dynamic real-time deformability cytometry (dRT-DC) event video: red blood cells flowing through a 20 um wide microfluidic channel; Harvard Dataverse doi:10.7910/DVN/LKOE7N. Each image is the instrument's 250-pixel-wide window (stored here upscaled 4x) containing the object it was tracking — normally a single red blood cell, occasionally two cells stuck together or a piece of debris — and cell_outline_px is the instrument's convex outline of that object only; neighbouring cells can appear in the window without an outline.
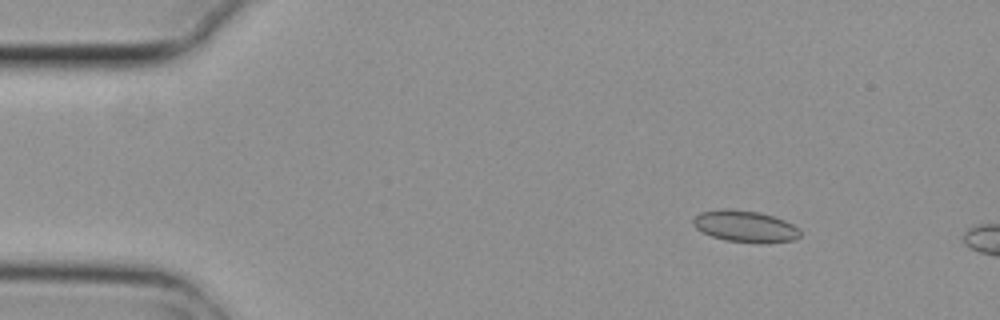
{"species": "common noctule bat (a hibernating species)", "species_latin": "Nyctalus noctula", "temperature_condition": "cold", "stored_images_in_passage": 4, "camera_frame_rate_fps": 3000, "um_per_image_px": 0.085, "animal": {"sex": "female", "body_mass_g": 29.2, "forearm_length_mm": 56.3}, "frame": {"image": 1, "passage_image": 1, "time_ms": 0.0, "image_size_px": [1000, 320], "cell_outline_px": [[800, 236], [796, 240], [764, 244], [756, 244], [724, 240], [712, 236], [696, 228], [692, 224], [692, 220], [700, 212], [724, 208], [756, 212], [772, 216], [784, 220], [800, 228]], "centroid_in_image_um": [63.36, 19.26], "position_along_channel_um": 21.6, "area_um2": 19.88}}